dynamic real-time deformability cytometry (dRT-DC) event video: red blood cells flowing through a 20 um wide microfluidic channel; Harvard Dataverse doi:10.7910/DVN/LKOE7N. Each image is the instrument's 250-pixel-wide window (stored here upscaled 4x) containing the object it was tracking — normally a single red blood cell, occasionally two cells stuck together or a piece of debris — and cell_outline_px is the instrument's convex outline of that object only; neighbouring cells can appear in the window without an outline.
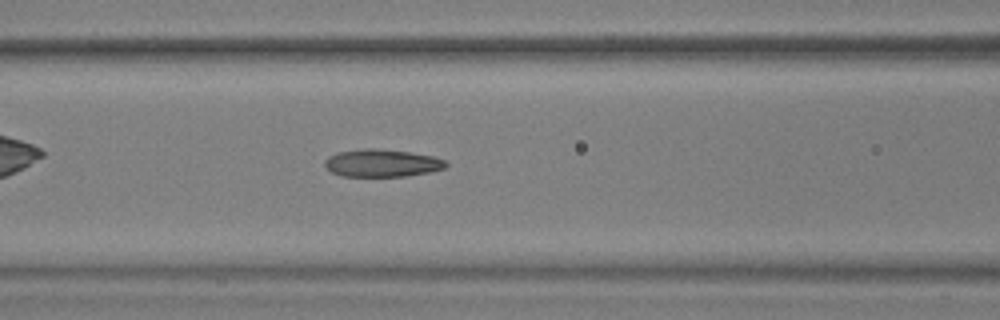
{"species": "common noctule bat (a hibernating species)", "species_latin": "Nyctalus noctula", "temperature_condition": "warm", "stored_images_in_passage": 18, "camera_frame_rate_fps": 3000, "um_per_image_px": 0.085, "animal": {"sex": "male", "body_mass_g": 17.9, "forearm_length_mm": 54.2}, "frame": {"image": 1, "passage_image": 16, "time_ms": 5.0, "image_size_px": [1000, 320], "cell_outline_px": [[448, 164], [444, 168], [432, 172], [408, 176], [340, 176], [332, 172], [324, 164], [324, 160], [328, 156], [336, 152], [364, 148], [376, 148], [408, 152], [432, 156], [444, 160]], "centroid_in_image_um": [32.44, 13.86], "position_along_channel_um": 134.2, "area_um2": 19.54}}